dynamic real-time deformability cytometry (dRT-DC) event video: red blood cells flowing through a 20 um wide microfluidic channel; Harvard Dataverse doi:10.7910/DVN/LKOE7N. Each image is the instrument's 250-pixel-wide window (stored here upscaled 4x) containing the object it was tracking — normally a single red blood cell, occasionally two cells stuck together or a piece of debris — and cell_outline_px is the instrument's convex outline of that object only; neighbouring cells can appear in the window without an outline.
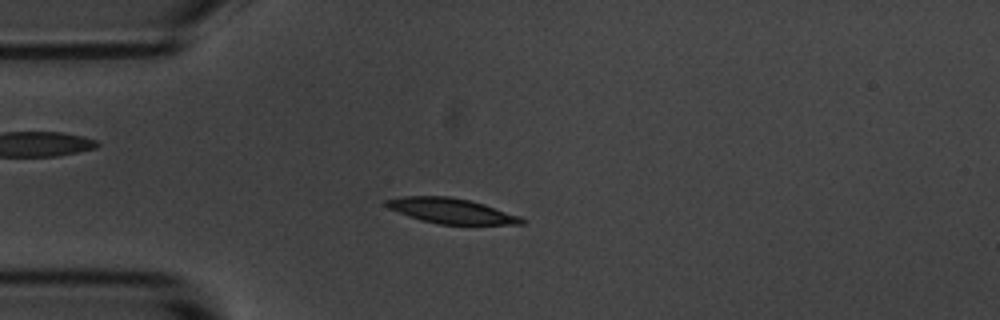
{"species": "common noctule bat (a hibernating species)", "species_latin": "Nyctalus noctula", "temperature_condition": "room temperature", "stored_images_in_passage": 54, "camera_frame_rate_fps": 3000, "um_per_image_px": 0.085, "animal": {"sex": "male", "body_mass_g": 20.1, "forearm_length_mm": 53.5}, "frame": {"image": 1, "passage_image": 13, "time_ms": 4.0, "image_size_px": [1000, 320], "cell_outline_px": [[524, 224], [440, 224], [420, 220], [408, 216], [388, 208], [384, 204], [384, 200], [404, 196], [448, 196], [468, 200], [484, 204], [520, 216], [524, 220]], "centroid_in_image_um": [38.32, 17.92], "position_along_channel_um": 46.7, "area_um2": 19.71}}
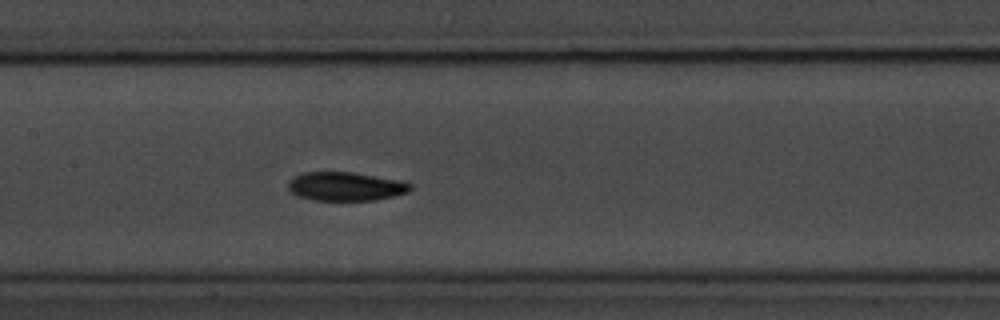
{"frame": {"image": 2, "passage_image": 25, "time_ms": 8.0, "image_size_px": [1000, 320], "cell_outline_px": [[412, 188], [408, 192], [392, 196], [372, 200], [312, 200], [296, 196], [288, 188], [288, 184], [292, 176], [304, 172], [352, 172], [400, 180], [412, 184]], "centroid_in_image_um": [29.35, 15.84], "position_along_channel_um": 178.1, "area_um2": 20.46}}
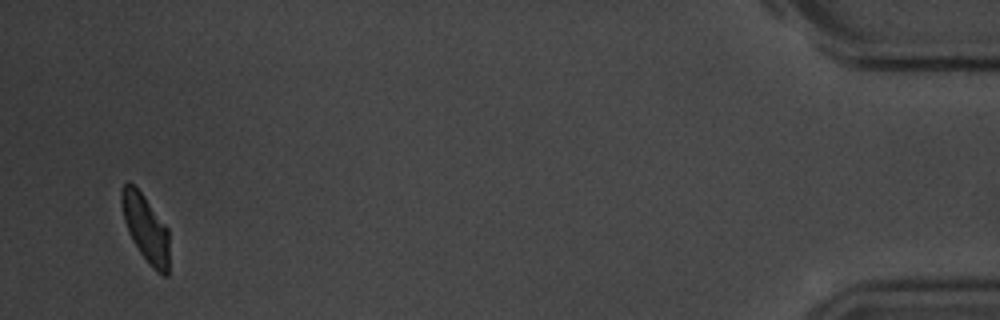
{"frame": {"image": 3, "passage_image": 52, "time_ms": 17.0, "image_size_px": [1000, 320], "cell_outline_px": [[168, 276], [164, 276], [156, 272], [152, 268], [140, 252], [128, 232], [124, 220], [120, 204], [120, 192], [124, 184], [128, 180], [144, 196], [168, 228]], "centroid_in_image_um": [12.36, 19.39], "position_along_channel_um": 422.8, "area_um2": 18.61}, "authors_computed_cell_mechanics": {"area_um2": 19.6809, "velocity_mm_per_s": 3.6373, "shape_relaxation_time_tau1_ms": 2.4694, "shape_relaxation_time_tau2_ms": 4.361, "deformation_change_tau1": 0.1234, "deformation_change_tau2": 0.1013}}